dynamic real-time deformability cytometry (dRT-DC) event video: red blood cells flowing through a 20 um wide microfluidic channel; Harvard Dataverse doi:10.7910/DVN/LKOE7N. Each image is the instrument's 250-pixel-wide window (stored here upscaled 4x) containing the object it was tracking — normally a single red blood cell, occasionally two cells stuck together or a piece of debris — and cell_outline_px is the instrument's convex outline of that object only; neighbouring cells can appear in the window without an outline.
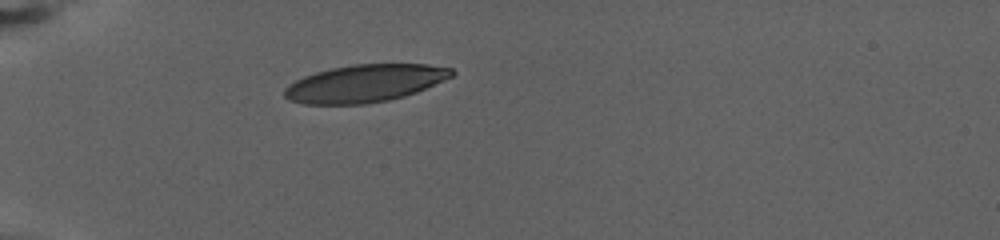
{"species": "human", "species_latin": "Homo sapiens", "temperature_condition": "warm", "stored_images_in_passage": 52, "camera_frame_rate_fps": 3000, "um_per_image_px": 0.085, "donor": {"sex": "female"}, "frame": {"image": 1, "passage_image": 1, "time_ms": 0.0, "image_size_px": [1000, 240], "cell_outline_px": [[456, 72], [452, 76], [416, 92], [404, 96], [388, 100], [364, 104], [304, 104], [288, 100], [284, 96], [284, 88], [288, 84], [304, 76], [316, 72], [332, 68], [352, 64], [428, 64], [452, 68]], "centroid_in_image_um": [30.99, 7.08], "position_along_channel_um": 54.0, "area_um2": 36.47}}
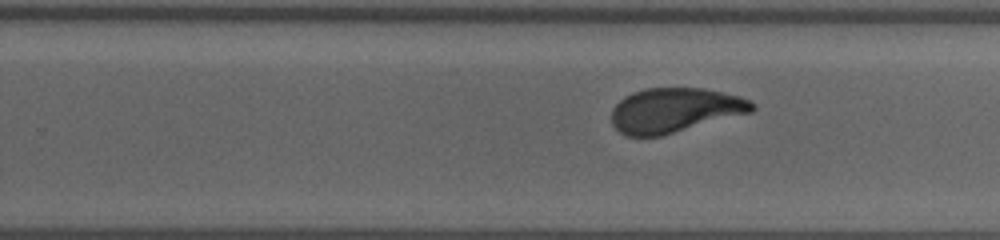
{"frame": {"image": 2, "passage_image": 27, "time_ms": 8.667, "image_size_px": [1000, 240], "cell_outline_px": [[756, 108], [752, 112], [660, 136], [624, 136], [612, 124], [612, 108], [624, 96], [632, 92], [644, 88], [704, 88], [740, 96], [752, 100], [756, 104]], "centroid_in_image_um": [57.36, 9.36], "position_along_channel_um": 272.4, "area_um2": 36.65}}
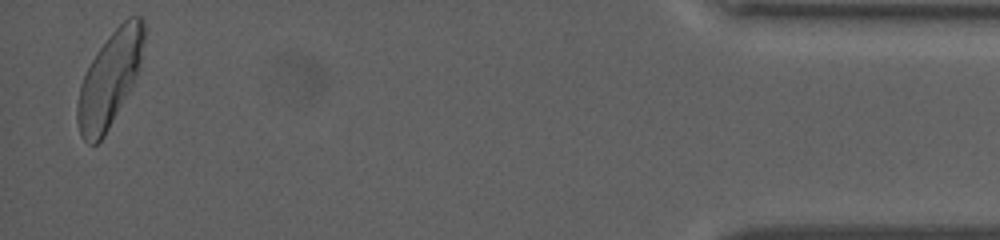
{"frame": {"image": 3, "passage_image": 51, "time_ms": 16.667, "image_size_px": [1000, 240], "cell_outline_px": [[144, 40], [140, 64], [136, 76], [132, 84], [104, 136], [96, 144], [88, 144], [80, 136], [76, 120], [76, 108], [80, 84], [96, 52], [108, 36], [128, 16], [144, 16]], "centroid_in_image_um": [9.3, 6.71], "position_along_channel_um": 425.9, "area_um2": 36.24}, "authors_computed_cell_mechanics": {"area_um2": 36.9342, "velocity_mm_per_s": 2.8048, "shape_relaxation_time_tau1_ms": 5.7698, "shape_relaxation_time_tau2_ms": 1.2013, "deformation_change_tau1": 0.1873, "deformation_change_tau2": 0.0815}}